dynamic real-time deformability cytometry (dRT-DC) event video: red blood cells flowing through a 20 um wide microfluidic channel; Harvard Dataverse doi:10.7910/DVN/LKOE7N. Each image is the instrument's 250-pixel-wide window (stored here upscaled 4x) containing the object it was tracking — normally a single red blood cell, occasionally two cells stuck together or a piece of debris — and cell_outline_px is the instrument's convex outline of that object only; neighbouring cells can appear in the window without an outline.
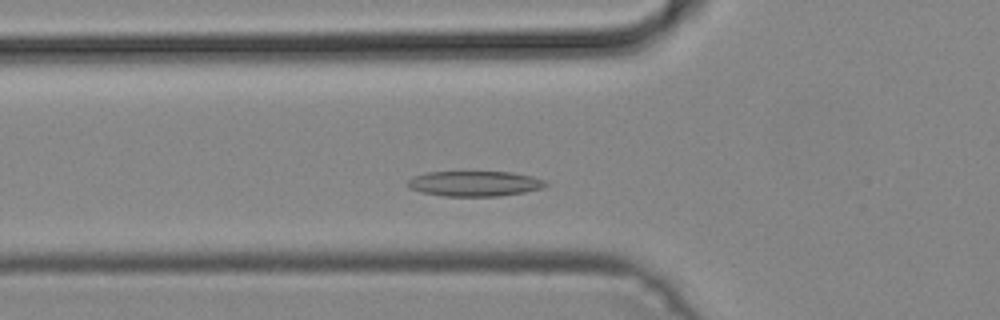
{"species": "common noctule bat (a hibernating species)", "species_latin": "Nyctalus noctula", "temperature_condition": "cold", "stored_images_in_passage": 42, "camera_frame_rate_fps": 3000, "um_per_image_px": 0.085, "animal": {"sex": "male", "body_mass_g": 19.2, "forearm_length_mm": 51.8}, "frame": {"image": 1, "passage_image": 9, "time_ms": 2.667, "image_size_px": [1000, 320], "cell_outline_px": [[548, 184], [544, 188], [524, 192], [500, 196], [444, 196], [420, 192], [408, 188], [408, 180], [412, 176], [428, 172], [512, 172], [532, 176], [544, 180]], "centroid_in_image_um": [40.34, 15.61], "position_along_channel_um": 85.5, "area_um2": 20.4}}
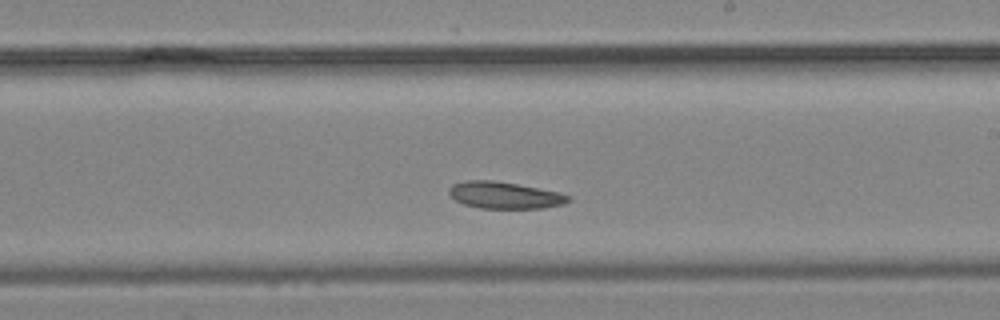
{"frame": {"image": 2, "passage_image": 21, "time_ms": 6.667, "image_size_px": [1000, 320], "cell_outline_px": [[572, 196], [564, 204], [544, 208], [480, 208], [464, 204], [456, 200], [448, 192], [448, 188], [452, 184], [464, 180], [492, 180], [540, 188], [560, 192]], "centroid_in_image_um": [42.89, 16.59], "position_along_channel_um": 246.1, "area_um2": 18.67}}
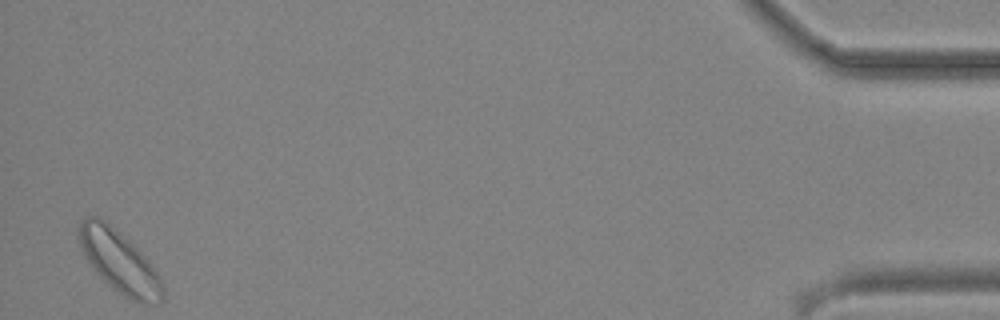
{"frame": {"image": 3, "passage_image": 41, "time_ms": 13.333, "image_size_px": [1000, 320], "cell_outline_px": [[164, 300], [160, 304], [140, 304], [128, 300], [108, 284], [92, 268], [84, 256], [80, 248], [80, 220], [88, 216], [100, 216], [128, 240], [148, 260], [160, 276], [164, 288]], "centroid_in_image_um": [10.18, 22.3], "position_along_channel_um": 425.0, "area_um2": 30.4}}